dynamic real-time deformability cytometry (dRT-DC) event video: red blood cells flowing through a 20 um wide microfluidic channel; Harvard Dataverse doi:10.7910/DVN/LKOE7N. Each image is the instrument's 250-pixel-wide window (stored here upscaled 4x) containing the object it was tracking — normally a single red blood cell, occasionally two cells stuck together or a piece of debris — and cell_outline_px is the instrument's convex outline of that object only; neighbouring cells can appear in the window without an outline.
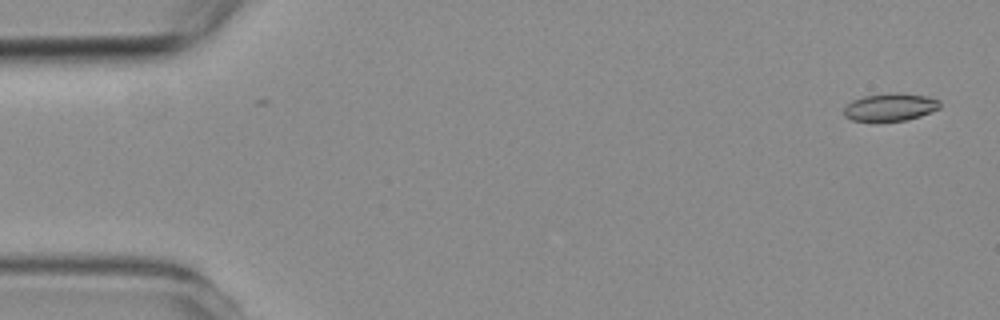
{"species": "common noctule bat (a hibernating species)", "species_latin": "Nyctalus noctula", "temperature_condition": "room temperature", "stored_images_in_passage": 5, "camera_frame_rate_fps": 3000, "um_per_image_px": 0.085, "animal": {"sex": "female", "body_mass_g": 19.3, "forearm_length_mm": 54.1}, "frame": {"image": 1, "passage_image": 1, "time_ms": 0.0, "image_size_px": [1000, 320], "cell_outline_px": [[940, 108], [920, 116], [904, 120], [872, 124], [852, 120], [844, 116], [844, 108], [852, 100], [864, 96], [896, 92], [900, 92], [924, 96], [940, 100]], "centroid_in_image_um": [75.62, 9.14], "position_along_channel_um": 9.4, "area_um2": 15.95}}